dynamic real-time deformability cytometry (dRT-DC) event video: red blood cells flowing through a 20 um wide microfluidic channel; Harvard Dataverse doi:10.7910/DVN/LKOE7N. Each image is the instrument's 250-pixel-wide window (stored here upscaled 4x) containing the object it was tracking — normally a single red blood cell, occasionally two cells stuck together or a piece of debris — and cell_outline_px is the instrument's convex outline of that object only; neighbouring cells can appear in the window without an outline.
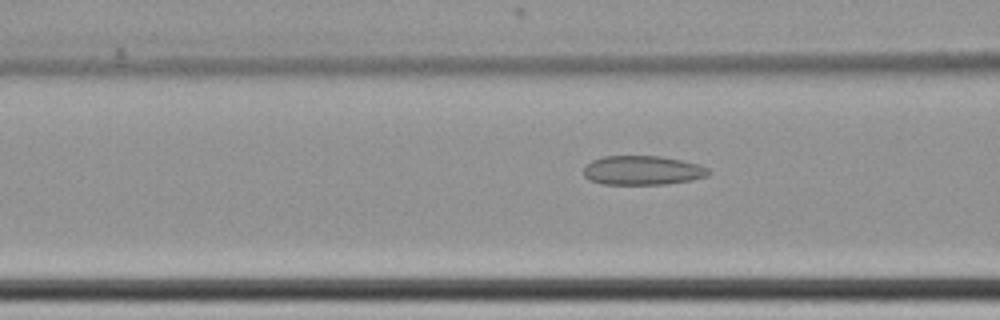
{"species": "common noctule bat (a hibernating species)", "species_latin": "Nyctalus noctula", "temperature_condition": "cold", "stored_images_in_passage": 62, "camera_frame_rate_fps": 3000, "um_per_image_px": 0.085, "animal": {"sex": "female", "body_mass_g": 22.7, "forearm_length_mm": 54.2}, "frame": {"image": 1, "passage_image": 27, "time_ms": 8.667, "image_size_px": [1000, 320], "cell_outline_px": [[712, 172], [708, 176], [692, 180], [668, 184], [600, 184], [588, 180], [584, 176], [584, 168], [592, 160], [604, 156], [660, 156], [700, 164], [708, 168]], "centroid_in_image_um": [54.64, 14.49], "position_along_channel_um": 112.0, "area_um2": 21.44}}
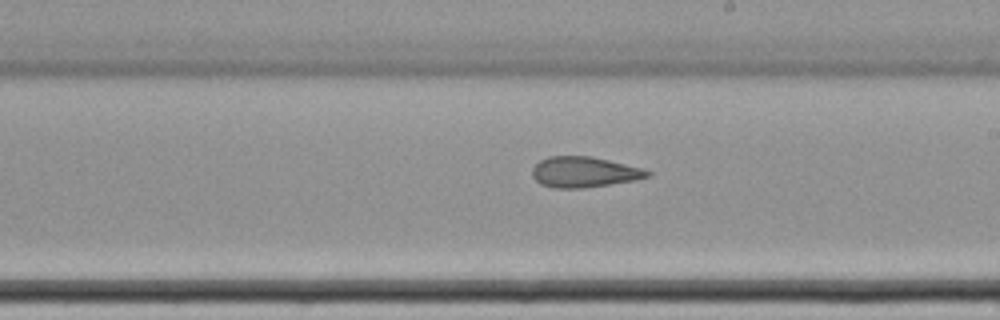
{"frame": {"image": 2, "passage_image": 38, "time_ms": 12.333, "image_size_px": [1000, 320], "cell_outline_px": [[652, 176], [636, 180], [584, 188], [552, 188], [540, 184], [532, 176], [532, 168], [540, 160], [548, 156], [592, 156], [644, 168], [652, 172]], "centroid_in_image_um": [49.67, 14.62], "position_along_channel_um": 239.3, "area_um2": 20.81}}
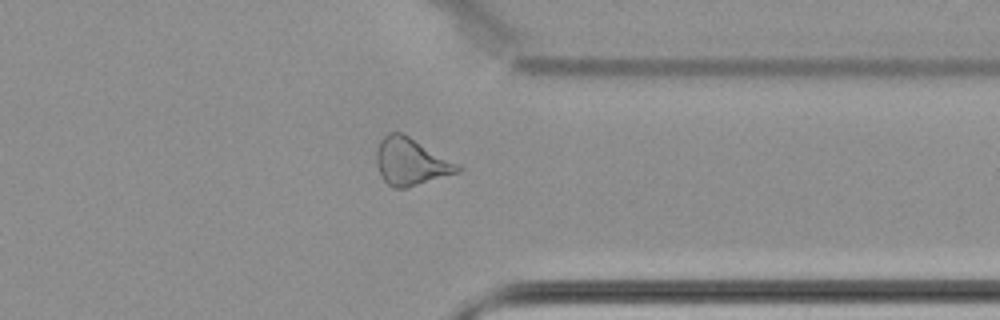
{"frame": {"image": 3, "passage_image": 50, "time_ms": 16.333, "image_size_px": [1000, 320], "cell_outline_px": [[464, 168], [460, 172], [408, 188], [392, 188], [384, 180], [376, 164], [376, 148], [380, 140], [388, 132], [400, 132], [408, 136], [460, 164]], "centroid_in_image_um": [34.94, 13.76], "position_along_channel_um": 376.5, "area_um2": 22.48}, "authors_computed_cell_mechanics": {"area_um2": 23.3801, "velocity_mm_per_s": 3.469, "shape_relaxation_time_tau1_ms": null, "shape_relaxation_time_tau2_ms": 3.2525, "deformation_change_tau1": null, "deformation_change_tau2": 0.1259}}